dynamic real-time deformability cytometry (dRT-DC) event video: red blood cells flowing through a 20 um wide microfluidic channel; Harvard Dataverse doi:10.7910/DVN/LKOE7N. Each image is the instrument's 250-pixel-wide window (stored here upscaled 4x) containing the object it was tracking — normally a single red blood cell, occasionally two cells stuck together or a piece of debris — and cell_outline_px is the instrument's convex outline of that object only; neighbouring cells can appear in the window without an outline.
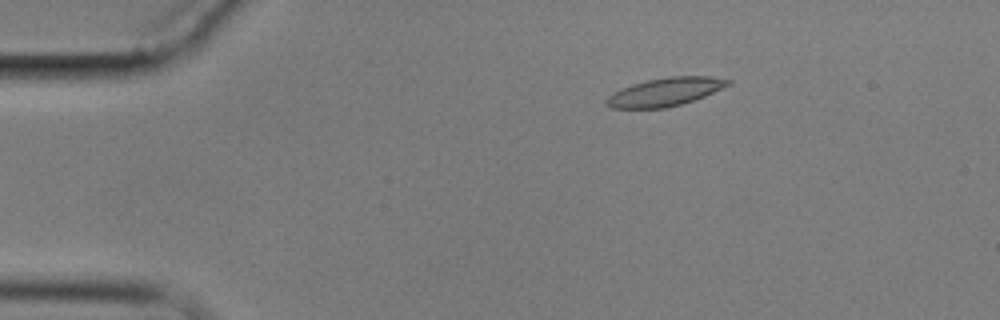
{"species": "common noctule bat (a hibernating species)", "species_latin": "Nyctalus noctula", "temperature_condition": "cold", "stored_images_in_passage": 3, "camera_frame_rate_fps": 3000, "um_per_image_px": 0.085, "animal": {"sex": "male", "body_mass_g": 17.9}, "frame": {"image": 1, "passage_image": 3, "time_ms": 2.667, "image_size_px": [1000, 320], "cell_outline_px": [[732, 84], [704, 96], [680, 104], [664, 108], [612, 108], [604, 104], [604, 100], [608, 96], [620, 88], [632, 84], [648, 80], [668, 76], [712, 76], [732, 80]], "centroid_in_image_um": [56.53, 7.8], "position_along_channel_um": 28.5, "area_um2": 20.06}}